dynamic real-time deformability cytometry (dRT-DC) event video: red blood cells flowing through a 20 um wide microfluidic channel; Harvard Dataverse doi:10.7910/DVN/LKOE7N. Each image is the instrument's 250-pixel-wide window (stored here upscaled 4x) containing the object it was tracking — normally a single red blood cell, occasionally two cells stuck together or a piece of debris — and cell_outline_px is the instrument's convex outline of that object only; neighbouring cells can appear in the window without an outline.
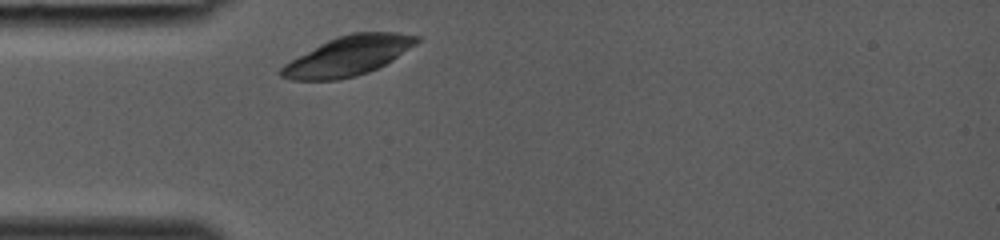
{"species": "common noctule bat (a hibernating species)", "species_latin": "Nyctalus noctula", "temperature_condition": "room temperature", "stored_images_in_passage": 12, "camera_frame_rate_fps": 3000, "um_per_image_px": 0.085, "animal": {"sex": "female", "body_mass_g": 19.0, "forearm_length_mm": 53.3}, "frame": {"image": 1, "passage_image": 1, "time_ms": 0.0, "image_size_px": [1000, 240], "cell_outline_px": [[420, 40], [416, 44], [384, 64], [368, 72], [356, 76], [336, 80], [292, 80], [280, 76], [280, 68], [284, 64], [320, 44], [336, 36], [352, 32], [396, 32], [420, 36]], "centroid_in_image_um": [29.58, 4.74], "position_along_channel_um": 55.4, "area_um2": 30.87}}
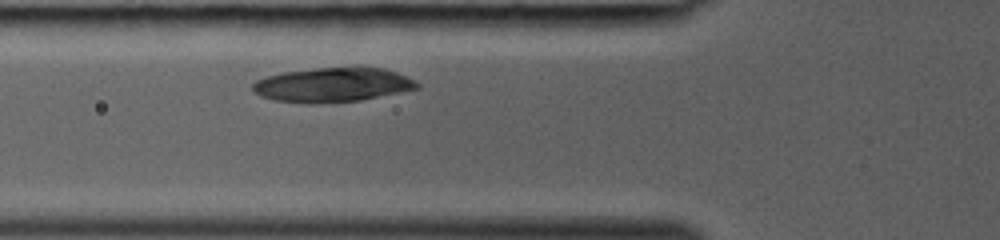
{"frame": {"image": 2, "passage_image": 4, "time_ms": 1.0, "image_size_px": [1000, 240], "cell_outline_px": [[420, 88], [360, 100], [312, 104], [308, 104], [276, 100], [260, 96], [252, 88], [252, 84], [256, 80], [268, 76], [284, 72], [316, 68], [384, 68], [396, 72], [416, 80], [420, 84]], "centroid_in_image_um": [28.28, 7.22], "position_along_channel_um": 97.5, "area_um2": 32.66}}